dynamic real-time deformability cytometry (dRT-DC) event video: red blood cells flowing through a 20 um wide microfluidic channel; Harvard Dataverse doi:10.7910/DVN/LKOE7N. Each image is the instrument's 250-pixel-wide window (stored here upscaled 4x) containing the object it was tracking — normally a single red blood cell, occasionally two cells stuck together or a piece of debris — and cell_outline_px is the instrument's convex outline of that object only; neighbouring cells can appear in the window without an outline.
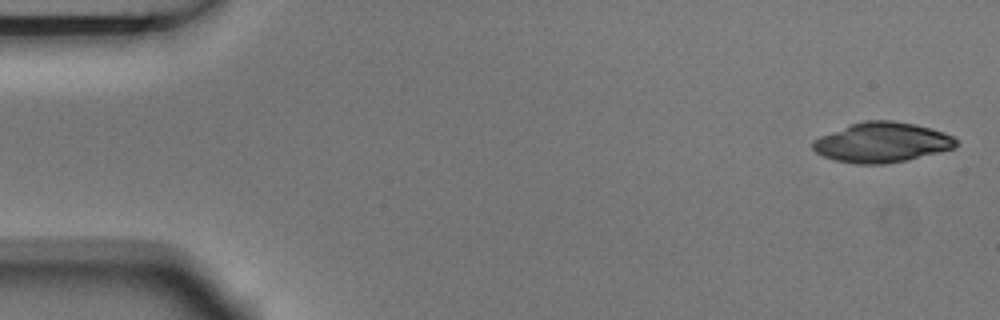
{"species": "Egyptian fruit bat (a non-hibernating species)", "species_latin": "Rousettus aegyptiacus", "temperature_condition": "room temperature", "stored_images_in_passage": 10, "camera_frame_rate_fps": 3000, "um_per_image_px": 0.085, "animal": {"sex": "male"}, "frame": {"image": 1, "passage_image": 1, "time_ms": 0.0, "image_size_px": [1000, 320], "cell_outline_px": [[960, 144], [956, 148], [904, 160], [884, 164], [856, 164], [836, 160], [824, 156], [816, 152], [812, 148], [812, 140], [820, 136], [852, 124], [864, 120], [892, 120], [916, 124], [932, 128], [944, 132], [960, 140]], "centroid_in_image_um": [75.01, 12.09], "position_along_channel_um": 10.0, "area_um2": 33.41}}
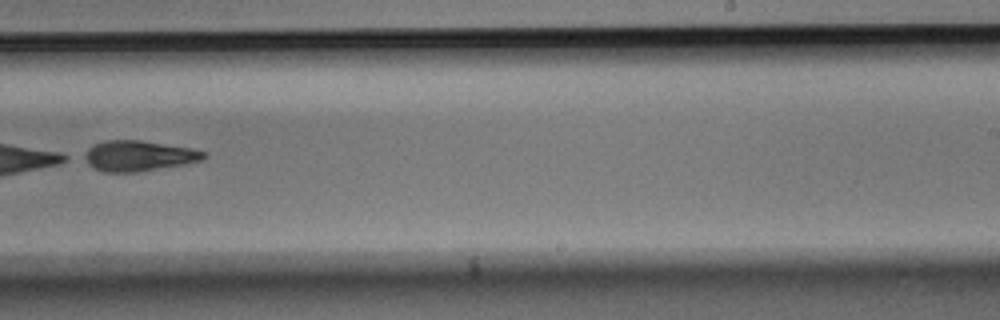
{"frame": {"image": 2, "passage_image": 9, "time_ms": 2.667, "image_size_px": [1000, 320], "cell_outline_px": [[208, 156], [204, 160], [184, 164], [136, 172], [104, 172], [92, 168], [80, 160], [80, 156], [88, 148], [96, 144], [108, 140], [140, 140], [192, 148], [204, 152]], "centroid_in_image_um": [11.71, 13.25], "position_along_channel_um": 277.3, "area_um2": 21.5}}
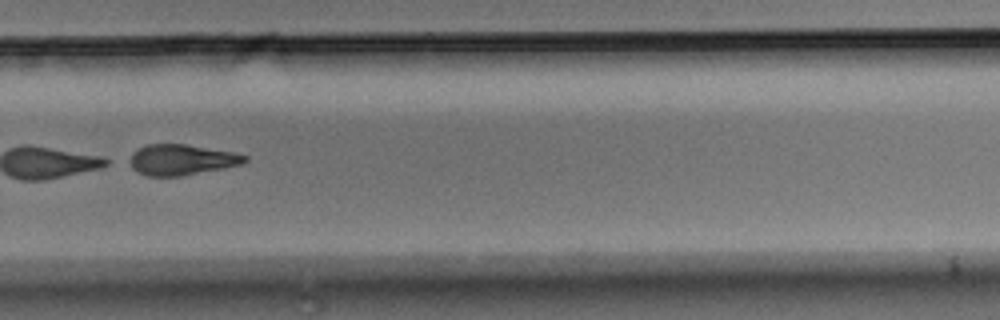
{"frame": {"image": 3, "passage_image": 10, "time_ms": 3.0, "image_size_px": [1000, 320], "cell_outline_px": [[248, 160], [240, 164], [224, 168], [180, 176], [148, 176], [136, 172], [124, 160], [136, 148], [148, 144], [184, 144], [232, 152], [248, 156]], "centroid_in_image_um": [15.32, 13.58], "position_along_channel_um": 314.5, "area_um2": 20.81}}